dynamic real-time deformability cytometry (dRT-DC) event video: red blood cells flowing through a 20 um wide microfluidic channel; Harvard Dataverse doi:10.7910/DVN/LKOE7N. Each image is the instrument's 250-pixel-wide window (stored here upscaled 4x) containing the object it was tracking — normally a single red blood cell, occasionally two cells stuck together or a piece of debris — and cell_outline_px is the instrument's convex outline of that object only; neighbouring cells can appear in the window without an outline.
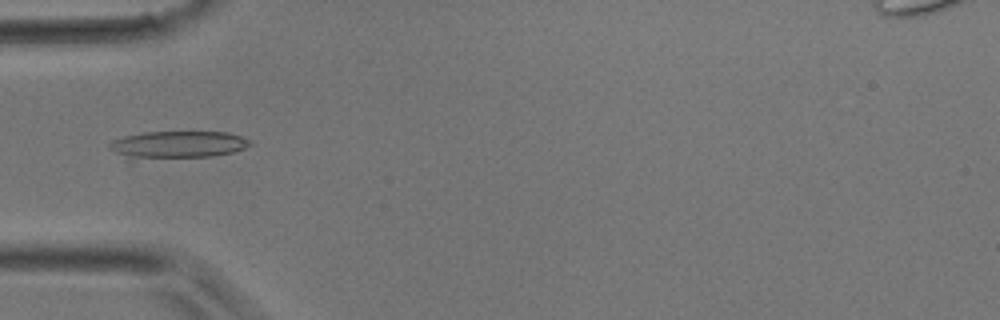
{"species": "common noctule bat (a hibernating species)", "species_latin": "Nyctalus noctula", "temperature_condition": "room temperature", "stored_images_in_passage": 25, "camera_frame_rate_fps": 3000, "um_per_image_px": 0.085, "animal": {"sex": "male", "body_mass_g": 17.9}, "frame": {"image": 1, "passage_image": 7, "time_ms": 2.0, "image_size_px": [1000, 320], "cell_outline_px": [[252, 144], [244, 148], [232, 152], [212, 156], [128, 164], [108, 148], [108, 144], [112, 140], [124, 136], [144, 132], [228, 132], [252, 140]], "centroid_in_image_um": [14.9, 12.39], "position_along_channel_um": 70.1, "area_um2": 24.22}}
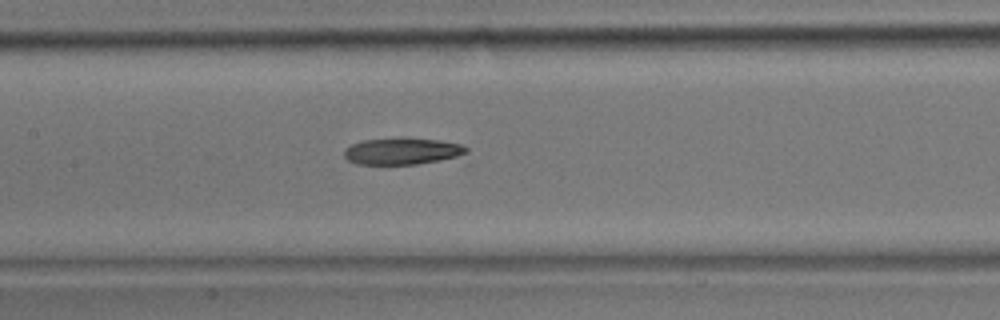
{"frame": {"image": 2, "passage_image": 13, "time_ms": 4.0, "image_size_px": [1000, 320], "cell_outline_px": [[468, 152], [456, 156], [440, 160], [416, 164], [356, 164], [348, 160], [344, 156], [344, 148], [352, 144], [364, 140], [404, 136], [440, 140], [460, 144], [468, 148]], "centroid_in_image_um": [34.16, 12.82], "position_along_channel_um": 173.2, "area_um2": 19.25}}
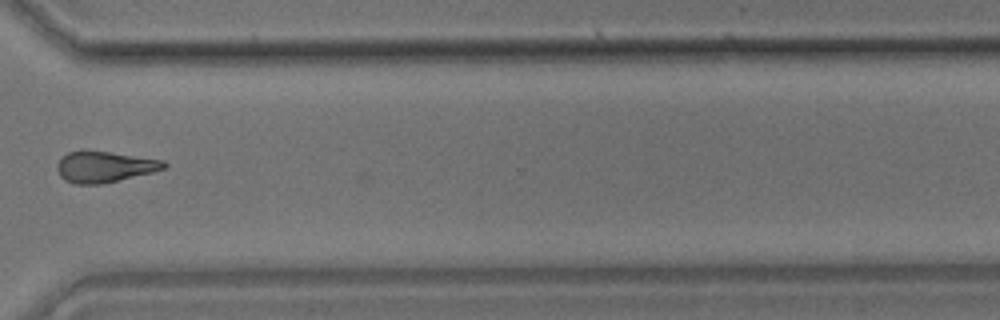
{"frame": {"image": 3, "passage_image": 24, "time_ms": 7.667, "image_size_px": [1000, 320], "cell_outline_px": [[168, 164], [164, 168], [152, 172], [100, 184], [76, 184], [64, 180], [60, 176], [56, 168], [56, 164], [68, 152], [84, 148], [164, 160]], "centroid_in_image_um": [8.84, 14.15], "position_along_channel_um": 361.8, "area_um2": 19.48}}